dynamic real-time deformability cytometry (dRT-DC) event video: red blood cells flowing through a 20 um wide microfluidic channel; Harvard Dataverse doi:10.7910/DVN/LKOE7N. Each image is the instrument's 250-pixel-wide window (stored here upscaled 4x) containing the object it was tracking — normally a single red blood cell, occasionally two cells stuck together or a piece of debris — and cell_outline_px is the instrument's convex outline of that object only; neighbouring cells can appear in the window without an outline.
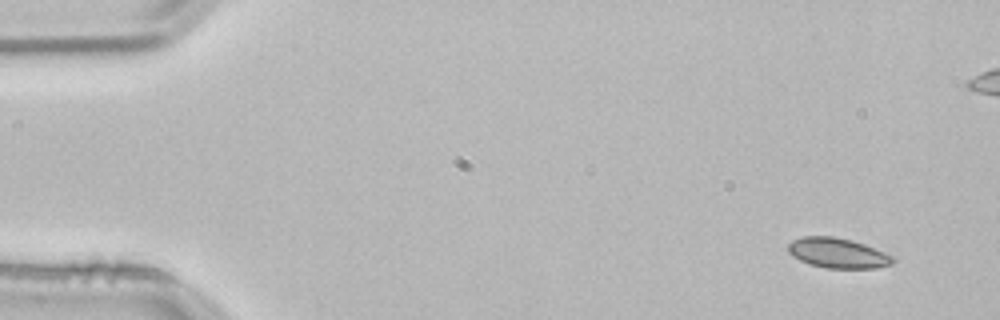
{"species": "common noctule bat (a hibernating species)", "species_latin": "Nyctalus noctula", "temperature_condition": "room temperature", "stored_images_in_passage": 6, "camera_frame_rate_fps": 3000, "um_per_image_px": 0.085, "animal": {"sex": "male", "body_mass_g": 21.5, "forearm_length_mm": 52.0}, "frame": {"image": 1, "passage_image": 1, "time_ms": 0.0, "image_size_px": [1000, 320], "cell_outline_px": [[896, 260], [892, 264], [876, 268], [828, 268], [808, 264], [792, 256], [788, 252], [788, 244], [792, 240], [804, 236], [832, 236], [852, 240], [864, 244], [884, 252], [892, 256]], "centroid_in_image_um": [71.19, 21.51], "position_along_channel_um": 13.8, "area_um2": 18.38}}
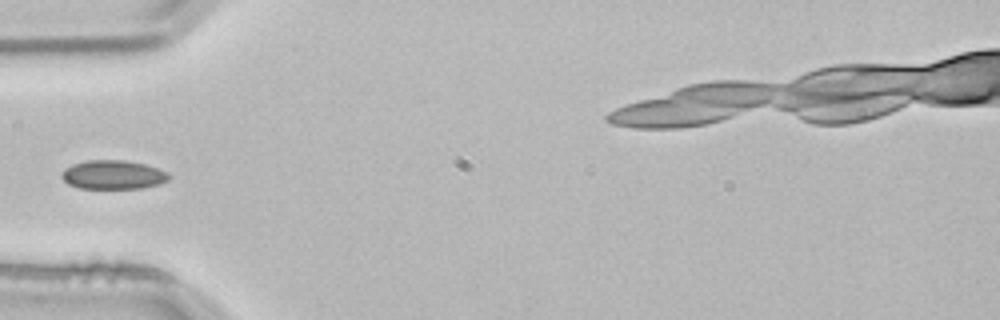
{"frame": {"image": 2, "passage_image": 4, "time_ms": 1.0, "image_size_px": [1000, 320], "cell_outline_px": [[172, 176], [168, 180], [160, 184], [140, 188], [80, 188], [68, 184], [60, 176], [60, 172], [64, 168], [72, 164], [88, 160], [124, 160], [144, 164], [168, 172]], "centroid_in_image_um": [9.6, 14.85], "position_along_channel_um": 75.4, "area_um2": 18.15}}